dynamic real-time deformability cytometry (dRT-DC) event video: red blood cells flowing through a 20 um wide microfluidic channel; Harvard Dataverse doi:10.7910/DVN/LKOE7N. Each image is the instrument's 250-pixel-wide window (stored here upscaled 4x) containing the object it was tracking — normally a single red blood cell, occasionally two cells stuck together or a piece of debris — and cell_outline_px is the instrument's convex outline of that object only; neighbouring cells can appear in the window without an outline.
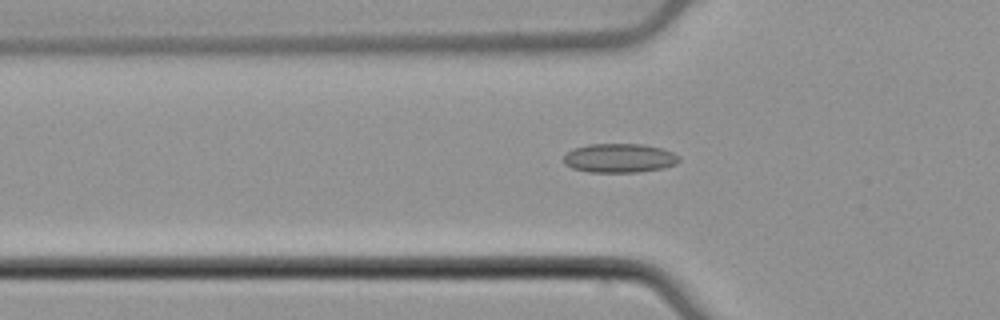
{"species": "common noctule bat (a hibernating species)", "species_latin": "Nyctalus noctula", "temperature_condition": "cold", "stored_images_in_passage": 48, "camera_frame_rate_fps": 3000, "um_per_image_px": 0.085, "animal": {"sex": "male", "body_mass_g": 21.5, "forearm_length_mm": 52.0}, "frame": {"image": 1, "passage_image": 13, "time_ms": 4.0, "image_size_px": [1000, 320], "cell_outline_px": [[680, 160], [676, 164], [664, 168], [636, 172], [588, 172], [572, 168], [564, 164], [564, 156], [572, 148], [588, 144], [644, 144], [660, 148], [672, 152], [680, 156]], "centroid_in_image_um": [52.64, 13.43], "position_along_channel_um": 73.2, "area_um2": 19.65}}
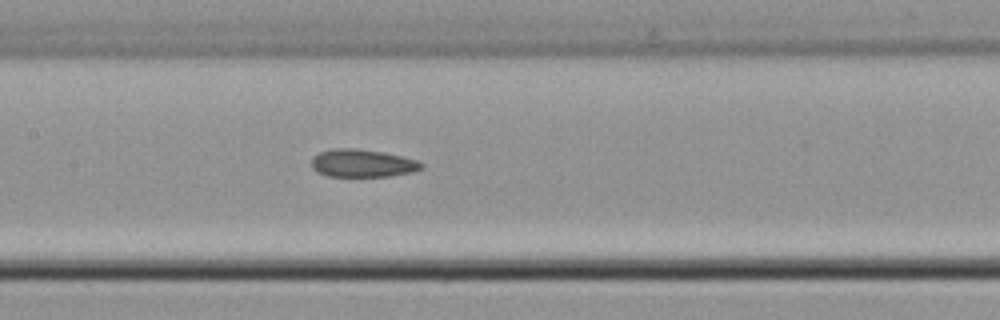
{"frame": {"image": 2, "passage_image": 21, "time_ms": 6.667, "image_size_px": [1000, 320], "cell_outline_px": [[424, 168], [412, 172], [392, 176], [328, 176], [316, 172], [312, 168], [312, 156], [320, 152], [332, 148], [356, 148], [384, 152], [416, 160], [424, 164]], "centroid_in_image_um": [30.79, 13.87], "position_along_channel_um": 176.6, "area_um2": 17.92}}
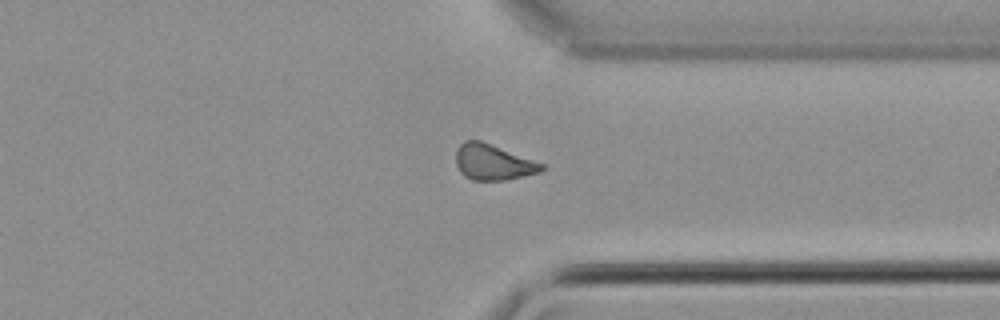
{"frame": {"image": 3, "passage_image": 36, "time_ms": 11.667, "image_size_px": [1000, 320], "cell_outline_px": [[544, 168], [540, 172], [508, 180], [472, 180], [464, 176], [460, 172], [456, 164], [456, 152], [460, 144], [464, 140], [480, 140], [544, 164]], "centroid_in_image_um": [41.89, 13.8], "position_along_channel_um": 369.5, "area_um2": 17.74}, "authors_computed_cell_mechanics": {"area_um2": 18.2648, "velocity_mm_per_s": 3.8714, "shape_relaxation_time_tau1_ms": null, "shape_relaxation_time_tau2_ms": 3.4475, "deformation_change_tau1": null, "deformation_change_tau2": 0.0864}}